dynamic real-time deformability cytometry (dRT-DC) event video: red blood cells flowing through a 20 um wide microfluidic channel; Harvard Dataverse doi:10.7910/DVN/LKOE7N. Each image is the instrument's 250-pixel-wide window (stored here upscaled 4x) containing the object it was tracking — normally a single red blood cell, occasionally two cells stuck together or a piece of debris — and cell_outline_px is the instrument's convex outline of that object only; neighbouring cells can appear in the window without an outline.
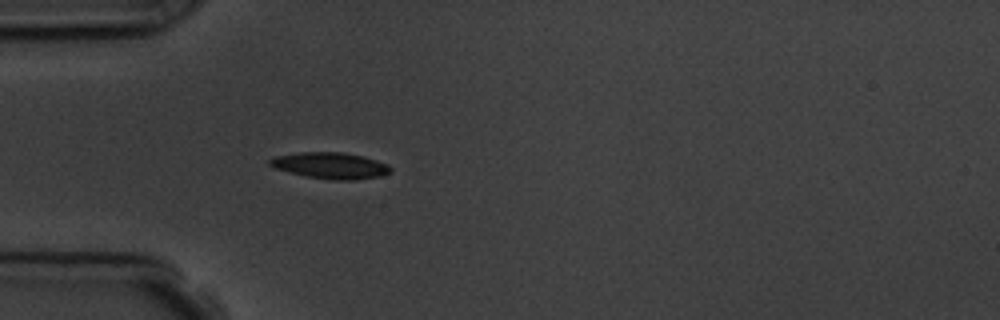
{"species": "common noctule bat (a hibernating species)", "species_latin": "Nyctalus noctula", "temperature_condition": "room temperature", "stored_images_in_passage": 4, "camera_frame_rate_fps": 3000, "um_per_image_px": 0.085, "animal": {"sex": "male", "body_mass_g": 19.5, "forearm_length_mm": 54.6}, "frame": {"image": 1, "passage_image": 4, "time_ms": 3.667, "image_size_px": [1000, 320], "cell_outline_px": [[392, 172], [380, 176], [352, 180], [336, 180], [304, 176], [276, 168], [268, 164], [268, 160], [276, 156], [300, 152], [344, 152], [364, 156], [388, 164], [392, 168]], "centroid_in_image_um": [28.12, 14.06], "position_along_channel_um": 56.9, "area_um2": 18.5}}